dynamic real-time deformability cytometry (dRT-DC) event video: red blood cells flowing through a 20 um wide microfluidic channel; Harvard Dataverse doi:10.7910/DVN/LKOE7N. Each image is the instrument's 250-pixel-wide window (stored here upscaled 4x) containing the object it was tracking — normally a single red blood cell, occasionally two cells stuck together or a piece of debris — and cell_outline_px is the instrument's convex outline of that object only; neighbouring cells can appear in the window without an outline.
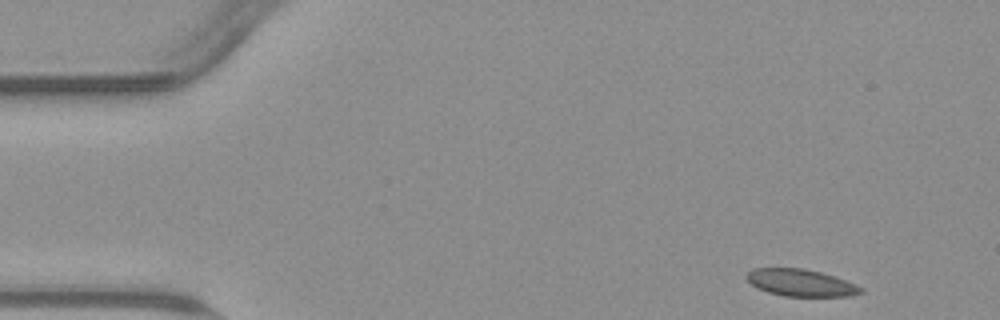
{"species": "common noctule bat (a hibernating species)", "species_latin": "Nyctalus noctula", "temperature_condition": "warm", "stored_images_in_passage": 50, "camera_frame_rate_fps": 3000, "um_per_image_px": 0.085, "animal": {"sex": "male", "body_mass_g": 23.1, "forearm_length_mm": 52.7}, "frame": {"image": 1, "passage_image": 1, "time_ms": 0.0, "image_size_px": [1000, 320], "cell_outline_px": [[864, 292], [848, 296], [784, 296], [768, 292], [756, 288], [744, 276], [752, 268], [804, 268], [836, 276], [856, 284], [864, 288]], "centroid_in_image_um": [68.08, 24.03], "position_along_channel_um": 16.9, "area_um2": 18.15}}
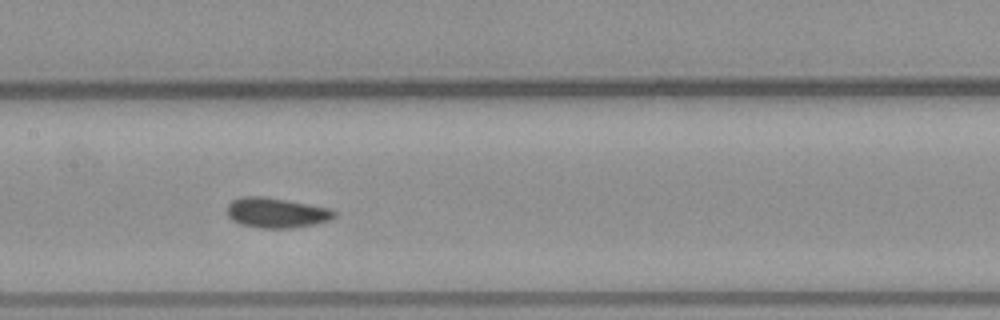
{"frame": {"image": 2, "passage_image": 22, "time_ms": 7.0, "image_size_px": [1000, 320], "cell_outline_px": [[336, 216], [332, 220], [316, 224], [292, 228], [260, 228], [240, 224], [232, 220], [228, 216], [228, 204], [232, 200], [240, 196], [264, 196], [332, 208], [336, 212]], "centroid_in_image_um": [23.53, 18.08], "position_along_channel_um": 183.9, "area_um2": 19.07}}
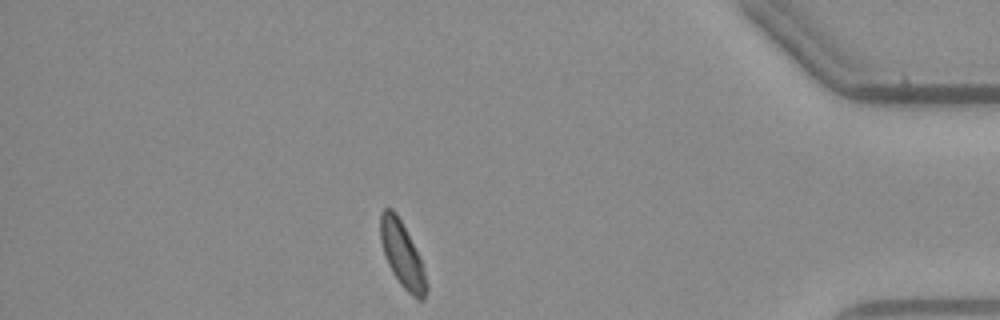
{"frame": {"image": 3, "passage_image": 43, "time_ms": 14.0, "image_size_px": [1000, 320], "cell_outline_px": [[428, 288], [424, 300], [420, 300], [412, 296], [400, 284], [392, 272], [388, 264], [380, 240], [380, 212], [384, 208], [392, 208], [396, 212], [420, 260], [428, 284]], "centroid_in_image_um": [34.17, 21.67], "position_along_channel_um": 401.0, "area_um2": 17.11}, "authors_computed_cell_mechanics": {"area_um2": 18.207, "velocity_mm_per_s": 3.7571, "shape_relaxation_time_tau1_ms": 10.9101, "shape_relaxation_time_tau2_ms": null, "deformation_change_tau1": 0.1208, "deformation_change_tau2": null}}